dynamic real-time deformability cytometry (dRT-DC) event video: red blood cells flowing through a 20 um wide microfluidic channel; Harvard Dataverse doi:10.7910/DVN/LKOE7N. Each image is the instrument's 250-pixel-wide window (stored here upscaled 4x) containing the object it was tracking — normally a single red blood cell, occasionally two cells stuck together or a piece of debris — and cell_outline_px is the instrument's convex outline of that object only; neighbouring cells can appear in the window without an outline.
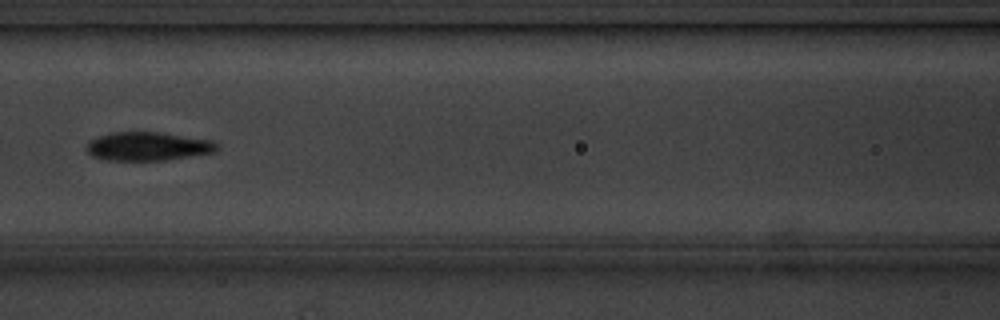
{"species": "common noctule bat (a hibernating species)", "species_latin": "Nyctalus noctula", "temperature_condition": "cold", "stored_images_in_passage": 15, "camera_frame_rate_fps": 3000, "um_per_image_px": 0.085, "animal": {"sex": "male", "body_mass_g": 20.1, "forearm_length_mm": 53.5}, "frame": {"image": 1, "passage_image": 7, "time_ms": 8.0, "image_size_px": [1000, 320], "cell_outline_px": [[220, 148], [216, 152], [164, 160], [100, 160], [92, 156], [84, 148], [88, 140], [112, 132], [160, 132], [212, 140], [220, 144]], "centroid_in_image_um": [12.56, 12.44], "position_along_channel_um": 154.0, "area_um2": 22.02}, "authors_computed_cell_mechanics": {"area_um2": 21.1548, "velocity_mm_per_s": 3.546, "shape_relaxation_time_tau1_ms": 3.3606, "shape_relaxation_time_tau2_ms": null, "deformation_change_tau1": 0.0941, "deformation_change_tau2": null}}